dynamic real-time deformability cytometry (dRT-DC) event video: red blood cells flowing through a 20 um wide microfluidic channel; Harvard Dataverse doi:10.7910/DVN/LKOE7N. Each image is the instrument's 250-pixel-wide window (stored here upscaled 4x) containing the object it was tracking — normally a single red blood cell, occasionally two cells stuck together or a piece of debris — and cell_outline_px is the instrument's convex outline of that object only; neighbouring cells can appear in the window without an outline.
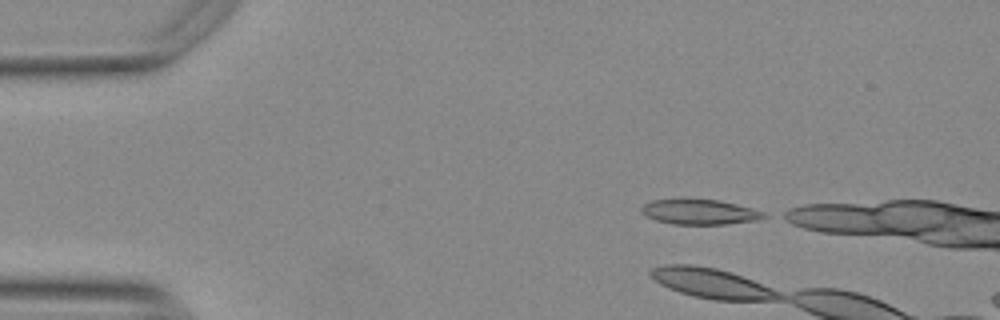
{"species": "Egyptian fruit bat (a non-hibernating species)", "species_latin": "Rousettus aegyptiacus", "temperature_condition": "warm", "stored_images_in_passage": 6, "camera_frame_rate_fps": 3000, "um_per_image_px": 0.085, "animal": {"sex": "female"}, "frame": {"image": 1, "passage_image": 1, "time_ms": 0.0, "image_size_px": [1000, 320], "cell_outline_px": [[768, 216], [756, 220], [728, 224], [672, 224], [656, 220], [644, 216], [640, 212], [640, 208], [644, 204], [652, 200], [680, 196], [684, 196], [720, 200], [752, 208], [764, 212]], "centroid_in_image_um": [59.38, 17.96], "position_along_channel_um": 25.6, "area_um2": 18.79}}